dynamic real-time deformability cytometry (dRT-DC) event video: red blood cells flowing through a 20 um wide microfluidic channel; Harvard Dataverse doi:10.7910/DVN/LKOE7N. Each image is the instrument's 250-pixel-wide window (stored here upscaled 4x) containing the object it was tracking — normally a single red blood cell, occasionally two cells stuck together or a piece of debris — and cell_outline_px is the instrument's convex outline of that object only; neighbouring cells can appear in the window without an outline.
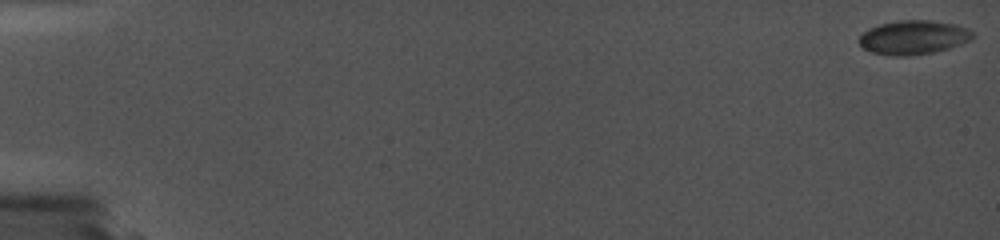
{"species": "common noctule bat (a hibernating species)", "species_latin": "Nyctalus noctula", "temperature_condition": "cold", "stored_images_in_passage": 4, "camera_frame_rate_fps": 5000, "um_per_image_px": 0.085, "animal": {"sex": "female", "body_mass_g": 19.0, "forearm_length_mm": 56.7}, "frame": {"image": 1, "passage_image": 4, "time_ms": 1.2, "image_size_px": [1000, 240], "cell_outline_px": [[972, 40], [948, 48], [932, 52], [872, 52], [864, 48], [860, 44], [860, 36], [868, 28], [880, 24], [900, 20], [932, 20], [956, 24], [972, 32]], "centroid_in_image_um": [77.68, 3.1], "position_along_channel_um": 7.3, "area_um2": 21.21}}